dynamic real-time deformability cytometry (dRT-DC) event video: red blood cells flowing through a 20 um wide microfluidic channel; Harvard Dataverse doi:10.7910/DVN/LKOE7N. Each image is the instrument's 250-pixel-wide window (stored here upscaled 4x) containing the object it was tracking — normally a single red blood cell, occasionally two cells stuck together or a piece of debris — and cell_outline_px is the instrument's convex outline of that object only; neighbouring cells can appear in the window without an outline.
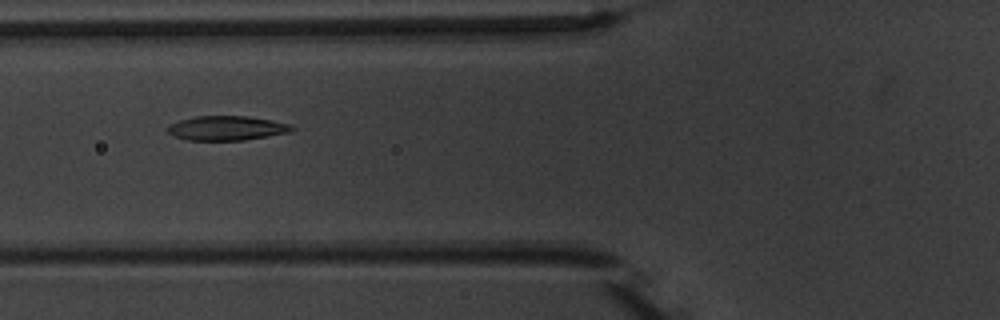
{"species": "common noctule bat (a hibernating species)", "species_latin": "Nyctalus noctula", "temperature_condition": "warm", "stored_images_in_passage": 6, "camera_frame_rate_fps": 3000, "um_per_image_px": 0.085, "animal": {"sex": "male", "body_mass_g": 20.1, "forearm_length_mm": 53.5}, "frame": {"image": 1, "passage_image": 6, "time_ms": 6.0, "image_size_px": [1000, 320], "cell_outline_px": [[296, 128], [292, 132], [244, 140], [188, 140], [176, 136], [168, 132], [164, 128], [168, 124], [180, 120], [196, 116], [248, 116], [272, 120], [292, 124]], "centroid_in_image_um": [19.3, 10.88], "position_along_channel_um": 106.5, "area_um2": 17.86}}